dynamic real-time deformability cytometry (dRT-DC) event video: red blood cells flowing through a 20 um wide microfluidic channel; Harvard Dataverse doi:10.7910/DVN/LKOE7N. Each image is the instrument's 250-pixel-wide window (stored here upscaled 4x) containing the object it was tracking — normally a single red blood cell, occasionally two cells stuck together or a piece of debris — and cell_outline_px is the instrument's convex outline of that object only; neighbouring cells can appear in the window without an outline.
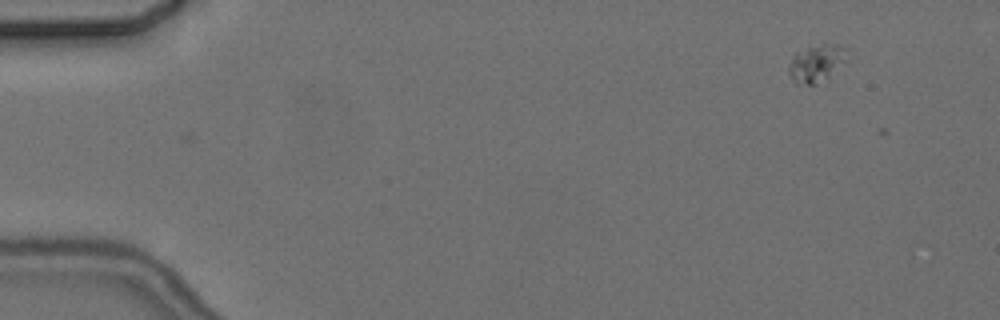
{"species": "common noctule bat (a hibernating species)", "species_latin": "Nyctalus noctula", "temperature_condition": "cold", "stored_images_in_passage": 2, "camera_frame_rate_fps": 3000, "um_per_image_px": 0.085, "animal": {"sex": "female", "body_mass_g": 24.6, "forearm_length_mm": 56.2}, "frame": {"image": 1, "passage_image": 2, "time_ms": 1.333, "image_size_px": [1000, 320], "cell_outline_px": [[848, 60], [828, 76], [816, 84], [796, 84], [788, 72], [788, 68], [792, 56], [796, 52], [808, 48], [824, 44], [836, 44], [844, 48]], "centroid_in_image_um": [69.38, 5.38], "position_along_channel_um": 15.6, "area_um2": 12.37}}